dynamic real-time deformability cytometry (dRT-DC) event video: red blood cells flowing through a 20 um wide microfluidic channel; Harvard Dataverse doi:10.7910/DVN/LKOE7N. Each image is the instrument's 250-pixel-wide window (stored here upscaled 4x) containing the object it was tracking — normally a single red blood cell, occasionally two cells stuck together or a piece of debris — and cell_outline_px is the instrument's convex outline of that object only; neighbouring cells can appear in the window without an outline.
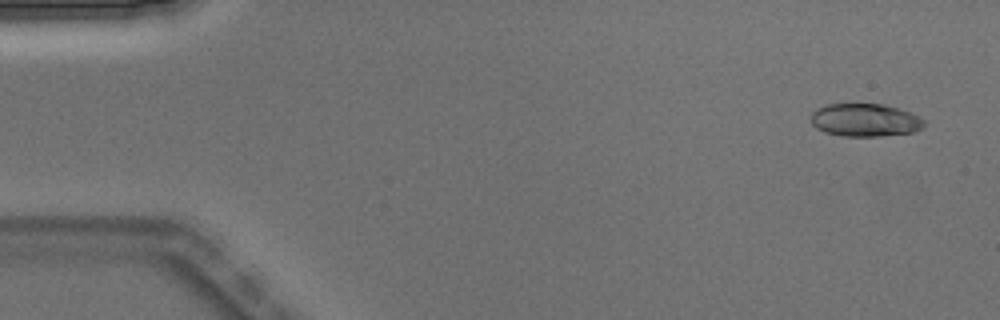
{"species": "Egyptian fruit bat (a non-hibernating species)", "species_latin": "Rousettus aegyptiacus", "temperature_condition": "warm", "stored_images_in_passage": 4, "camera_frame_rate_fps": 3000, "um_per_image_px": 0.085, "animal": {"sex": "male"}, "frame": {"image": 1, "passage_image": 1, "time_ms": 0.0, "image_size_px": [1000, 320], "cell_outline_px": [[924, 124], [916, 132], [880, 136], [844, 136], [824, 132], [816, 128], [808, 120], [812, 112], [816, 108], [828, 104], [856, 100], [884, 104], [900, 108], [924, 120]], "centroid_in_image_um": [73.45, 10.15], "position_along_channel_um": 11.6, "area_um2": 22.66}}
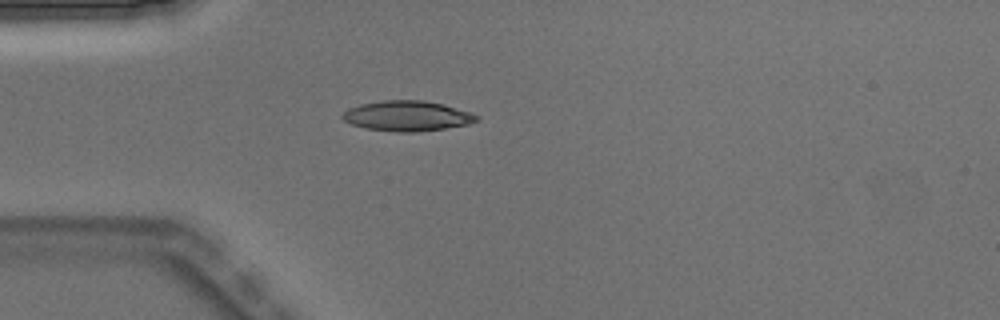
{"frame": {"image": 2, "passage_image": 4, "time_ms": 1.0, "image_size_px": [1000, 320], "cell_outline_px": [[480, 120], [468, 124], [444, 128], [416, 132], [396, 132], [364, 128], [352, 124], [344, 120], [340, 116], [348, 108], [360, 104], [384, 100], [424, 100], [440, 104], [468, 112], [480, 116]], "centroid_in_image_um": [34.57, 9.86], "position_along_channel_um": 50.4, "area_um2": 23.47}}